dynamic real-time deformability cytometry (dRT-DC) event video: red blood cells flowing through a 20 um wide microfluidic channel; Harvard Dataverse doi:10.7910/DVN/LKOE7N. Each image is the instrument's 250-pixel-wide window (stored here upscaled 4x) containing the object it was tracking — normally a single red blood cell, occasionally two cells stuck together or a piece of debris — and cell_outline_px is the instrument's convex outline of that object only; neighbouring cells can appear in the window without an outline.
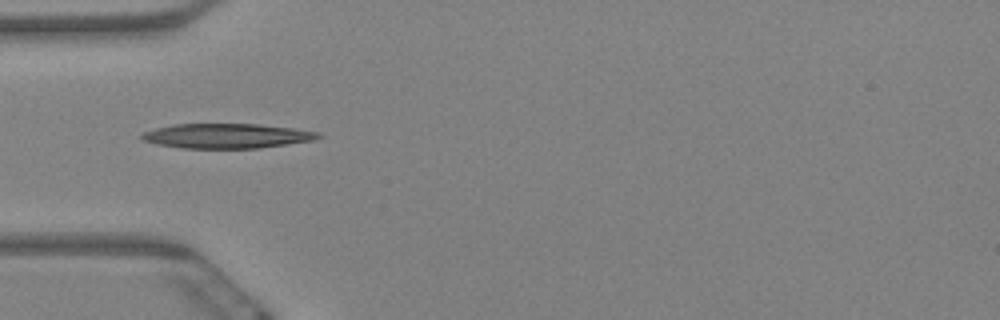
{"species": "Egyptian fruit bat (a non-hibernating species)", "species_latin": "Rousettus aegyptiacus", "temperature_condition": "warm", "stored_images_in_passage": 4, "camera_frame_rate_fps": 3000, "um_per_image_px": 0.085, "animal": {"sex": "female"}, "frame": {"image": 1, "passage_image": 1, "time_ms": 0.0, "image_size_px": [1000, 320], "cell_outline_px": [[324, 136], [312, 140], [260, 148], [180, 148], [156, 144], [144, 140], [140, 136], [144, 132], [156, 128], [172, 124], [260, 124], [292, 128], [320, 132]], "centroid_in_image_um": [19.28, 11.55], "position_along_channel_um": 65.7, "area_um2": 25.37}}
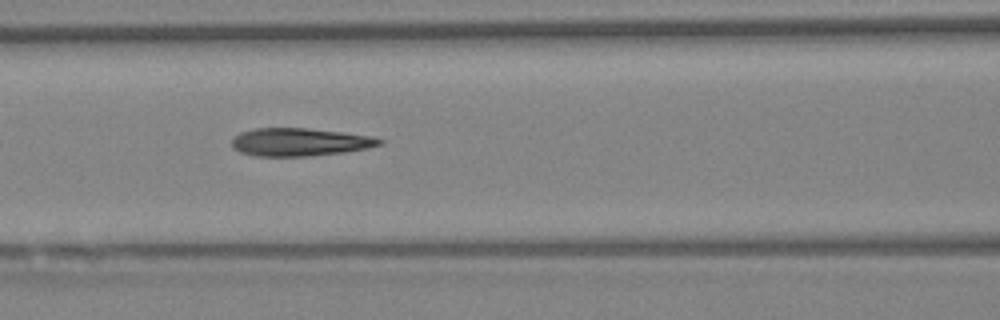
{"frame": {"image": 2, "passage_image": 3, "time_ms": 0.667, "image_size_px": [1000, 320], "cell_outline_px": [[384, 144], [368, 148], [344, 152], [308, 156], [256, 156], [240, 152], [232, 148], [232, 136], [240, 132], [256, 128], [308, 128], [372, 136], [384, 140]], "centroid_in_image_um": [25.46, 12.07], "position_along_channel_um": 141.1, "area_um2": 24.16}}
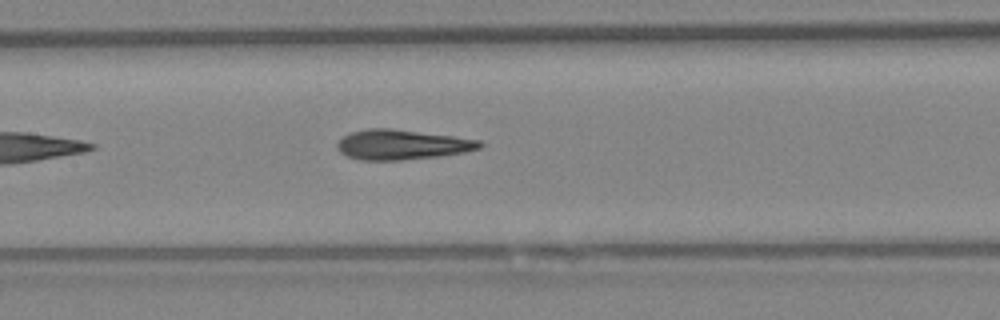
{"frame": {"image": 3, "passage_image": 4, "time_ms": 1.0, "image_size_px": [1000, 320], "cell_outline_px": [[484, 144], [480, 148], [464, 152], [440, 156], [404, 160], [356, 160], [340, 152], [336, 148], [336, 144], [348, 132], [368, 128], [388, 128], [452, 136], [480, 140]], "centroid_in_image_um": [34.13, 12.3], "position_along_channel_um": 173.3, "area_um2": 24.91}}